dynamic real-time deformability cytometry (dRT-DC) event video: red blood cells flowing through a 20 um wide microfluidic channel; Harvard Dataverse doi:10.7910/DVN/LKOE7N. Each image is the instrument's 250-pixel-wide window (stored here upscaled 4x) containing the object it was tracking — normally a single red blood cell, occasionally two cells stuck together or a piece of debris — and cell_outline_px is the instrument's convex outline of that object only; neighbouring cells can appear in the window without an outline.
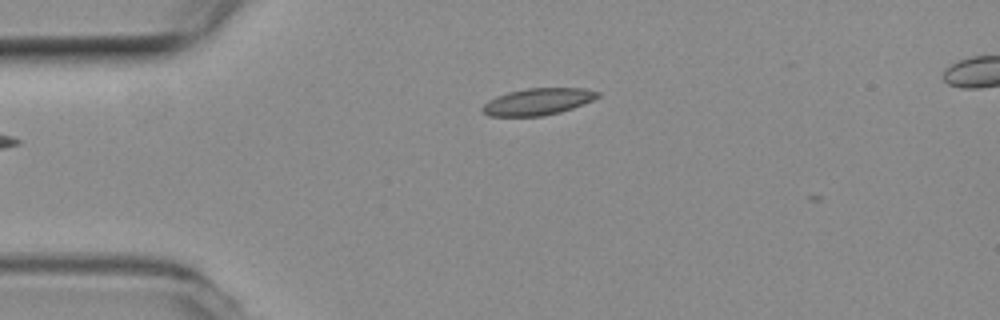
{"species": "common noctule bat (a hibernating species)", "species_latin": "Nyctalus noctula", "temperature_condition": "room temperature", "stored_images_in_passage": 3, "camera_frame_rate_fps": 3000, "um_per_image_px": 0.085, "animal": {"sex": "female", "body_mass_g": 19.3, "forearm_length_mm": 54.1}, "frame": {"image": 1, "passage_image": 2, "time_ms": 0.333, "image_size_px": [1000, 320], "cell_outline_px": [[600, 96], [592, 100], [572, 108], [560, 112], [544, 116], [488, 116], [480, 108], [488, 100], [496, 96], [508, 92], [528, 88], [584, 88], [600, 92]], "centroid_in_image_um": [45.7, 8.64], "position_along_channel_um": 39.3, "area_um2": 17.98}}